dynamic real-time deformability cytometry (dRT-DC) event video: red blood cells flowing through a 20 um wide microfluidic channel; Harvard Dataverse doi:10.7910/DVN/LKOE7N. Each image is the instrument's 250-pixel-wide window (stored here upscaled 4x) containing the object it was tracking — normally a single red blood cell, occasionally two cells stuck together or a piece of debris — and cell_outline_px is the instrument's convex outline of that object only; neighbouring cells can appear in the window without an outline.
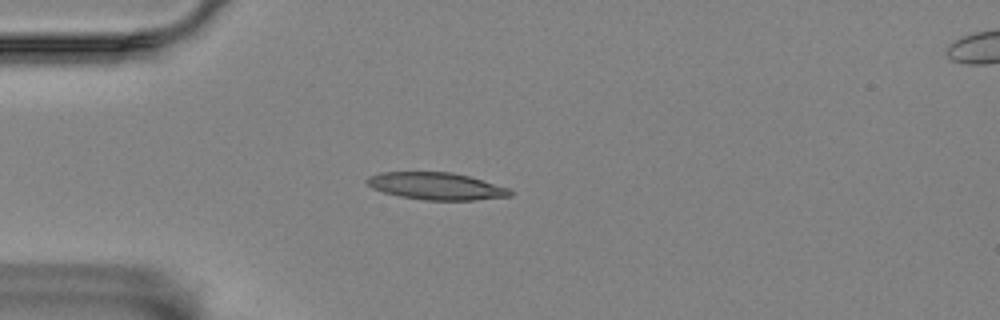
{"species": "Egyptian fruit bat (a non-hibernating species)", "species_latin": "Rousettus aegyptiacus", "temperature_condition": "room temperature", "stored_images_in_passage": 3, "camera_frame_rate_fps": 3000, "um_per_image_px": 0.085, "animal": {"sex": "female"}, "frame": {"image": 1, "passage_image": 3, "time_ms": 3.0, "image_size_px": [1000, 320], "cell_outline_px": [[512, 196], [476, 200], [424, 200], [400, 196], [384, 192], [372, 188], [364, 180], [368, 176], [380, 172], [452, 172], [468, 176], [508, 188], [512, 192]], "centroid_in_image_um": [37.05, 15.82], "position_along_channel_um": 47.9, "area_um2": 22.6}}